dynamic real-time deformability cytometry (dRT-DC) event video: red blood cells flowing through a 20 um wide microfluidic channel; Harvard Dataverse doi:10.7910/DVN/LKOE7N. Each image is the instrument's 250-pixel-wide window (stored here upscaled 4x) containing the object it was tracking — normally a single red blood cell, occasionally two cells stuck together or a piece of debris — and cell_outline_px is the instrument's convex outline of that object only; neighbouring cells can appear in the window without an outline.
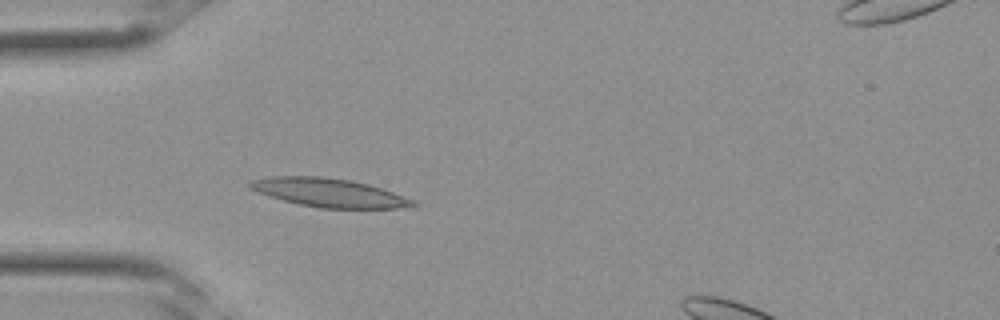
{"species": "Egyptian fruit bat (a non-hibernating species)", "species_latin": "Rousettus aegyptiacus", "temperature_condition": "room temperature", "stored_images_in_passage": 31, "camera_frame_rate_fps": 3000, "um_per_image_px": 0.085, "frame": {"image": 1, "passage_image": 9, "time_ms": 2.667, "image_size_px": [1000, 320], "cell_outline_px": [[420, 204], [396, 208], [320, 208], [296, 204], [260, 192], [252, 188], [248, 184], [252, 180], [272, 176], [320, 176], [352, 180], [368, 184], [392, 192], [412, 200]], "centroid_in_image_um": [27.97, 16.37], "position_along_channel_um": 57.0, "area_um2": 26.7}}
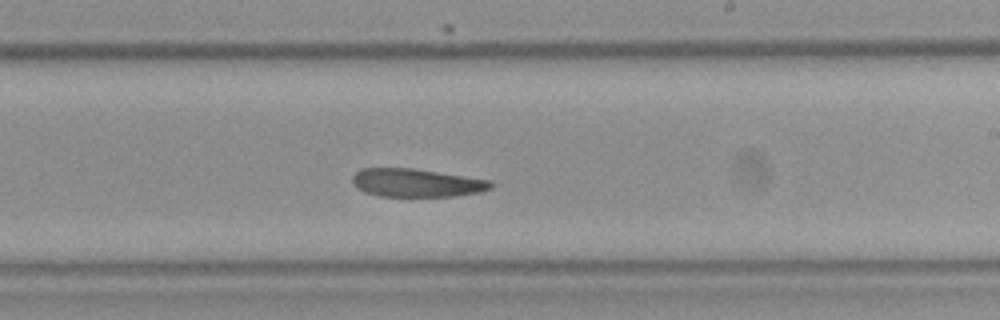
{"frame": {"image": 2, "passage_image": 19, "time_ms": 6.0, "image_size_px": [1000, 320], "cell_outline_px": [[496, 184], [492, 188], [480, 192], [456, 196], [380, 196], [364, 192], [356, 188], [352, 184], [352, 176], [360, 168], [412, 168], [492, 180]], "centroid_in_image_um": [35.41, 15.54], "position_along_channel_um": 253.6, "area_um2": 23.0}}
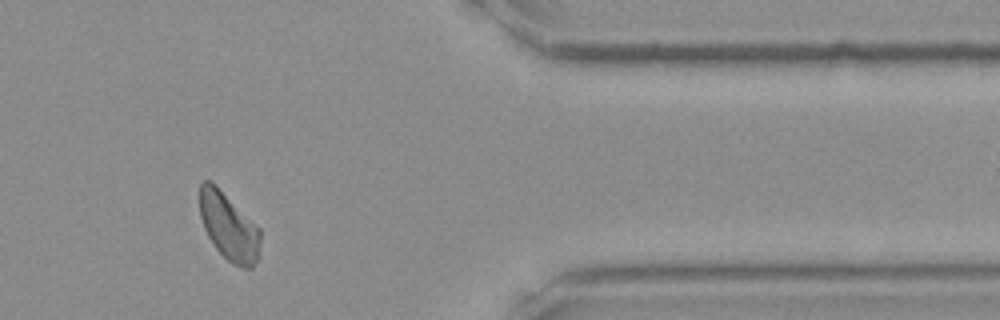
{"frame": {"image": 3, "passage_image": 27, "time_ms": 8.667, "image_size_px": [1000, 320], "cell_outline_px": [[260, 256], [252, 268], [244, 268], [232, 264], [216, 248], [208, 236], [204, 228], [200, 216], [200, 184], [204, 180], [208, 180], [260, 228]], "centroid_in_image_um": [19.47, 19.34], "position_along_channel_um": 391.9, "area_um2": 23.29}}